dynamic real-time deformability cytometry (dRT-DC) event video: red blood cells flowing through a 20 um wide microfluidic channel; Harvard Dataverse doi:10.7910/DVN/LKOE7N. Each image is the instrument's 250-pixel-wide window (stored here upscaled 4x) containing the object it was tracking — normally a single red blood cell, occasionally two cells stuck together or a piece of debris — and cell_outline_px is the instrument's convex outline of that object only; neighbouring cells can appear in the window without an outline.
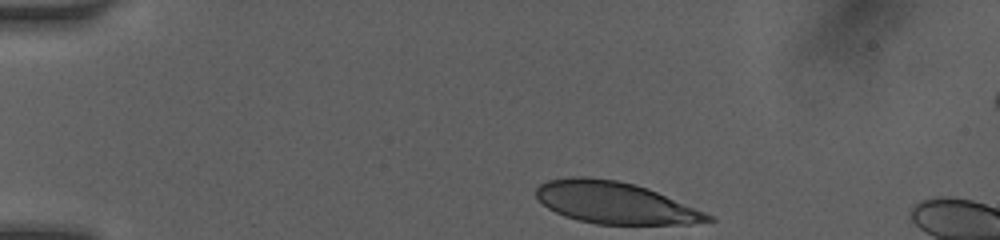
{"species": "human", "species_latin": "Homo sapiens", "temperature_condition": "room temperature", "stored_images_in_passage": 12, "camera_frame_rate_fps": 3000, "um_per_image_px": 0.085, "donor": {"sex": "female"}, "frame": {"image": 1, "passage_image": 1, "time_ms": 0.0, "image_size_px": [1000, 240], "cell_outline_px": [[716, 220], [692, 224], [596, 224], [564, 216], [548, 208], [536, 196], [536, 188], [540, 184], [548, 180], [568, 176], [588, 176], [616, 180], [636, 184], [648, 188], [704, 212], [712, 216]], "centroid_in_image_um": [52.25, 17.22], "position_along_channel_um": 32.8, "area_um2": 41.67}}